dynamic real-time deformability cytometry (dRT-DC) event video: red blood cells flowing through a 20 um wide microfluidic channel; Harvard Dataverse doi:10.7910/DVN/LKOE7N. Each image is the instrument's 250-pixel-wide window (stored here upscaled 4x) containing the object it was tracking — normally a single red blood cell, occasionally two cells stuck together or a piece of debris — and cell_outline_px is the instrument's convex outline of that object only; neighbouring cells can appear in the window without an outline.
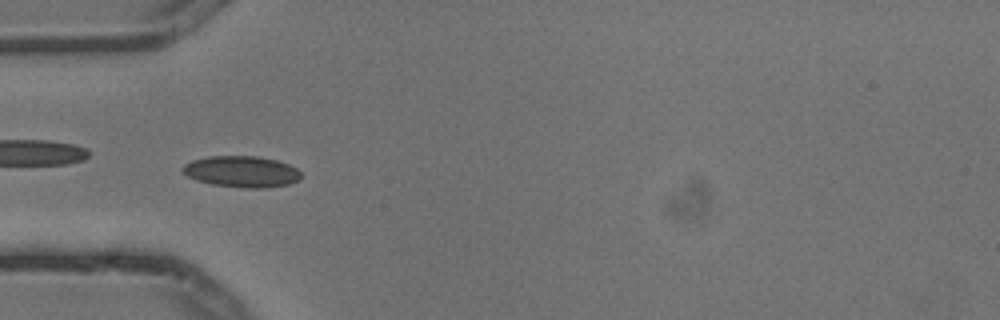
{"species": "common noctule bat (a hibernating species)", "species_latin": "Nyctalus noctula", "temperature_condition": "cold", "stored_images_in_passage": 6, "camera_frame_rate_fps": 3000, "um_per_image_px": 0.085, "animal": {"sex": "male", "body_mass_g": 13.3}, "frame": {"image": 1, "passage_image": 6, "time_ms": 1.667, "image_size_px": [1000, 320], "cell_outline_px": [[304, 176], [300, 180], [288, 184], [268, 188], [244, 188], [212, 184], [196, 180], [188, 176], [180, 168], [184, 164], [192, 160], [208, 156], [256, 156], [276, 160], [288, 164], [296, 168]], "centroid_in_image_um": [20.56, 14.59], "position_along_channel_um": 64.4, "area_um2": 21.73}}